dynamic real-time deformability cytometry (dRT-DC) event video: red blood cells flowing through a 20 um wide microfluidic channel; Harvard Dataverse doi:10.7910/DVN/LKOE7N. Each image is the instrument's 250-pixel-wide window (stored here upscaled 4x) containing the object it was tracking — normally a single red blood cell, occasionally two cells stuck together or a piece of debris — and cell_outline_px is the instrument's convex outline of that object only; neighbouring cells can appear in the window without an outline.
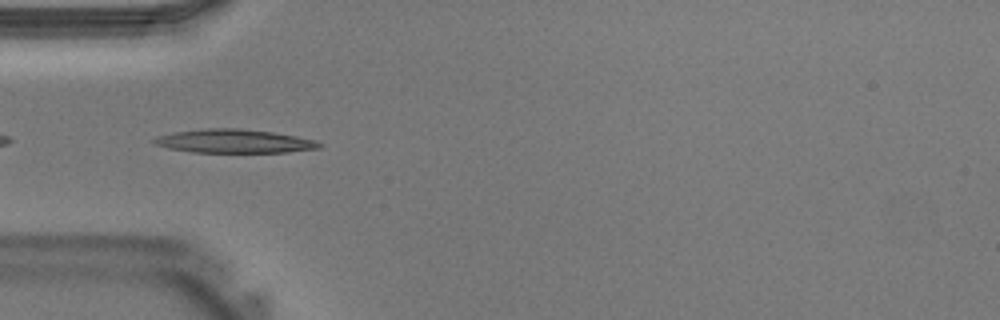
{"species": "Egyptian fruit bat (a non-hibernating species)", "species_latin": "Rousettus aegyptiacus", "temperature_condition": "warm", "stored_images_in_passage": 35, "camera_frame_rate_fps": 3000, "um_per_image_px": 0.085, "animal": {"sex": "male"}, "frame": {"image": 1, "passage_image": 7, "time_ms": 2.0, "image_size_px": [1000, 320], "cell_outline_px": [[324, 144], [320, 148], [288, 152], [192, 152], [168, 148], [156, 144], [152, 140], [156, 136], [176, 132], [208, 128], [236, 128], [272, 132], [296, 136], [316, 140]], "centroid_in_image_um": [19.94, 12.0], "position_along_channel_um": 65.1, "area_um2": 22.6}}
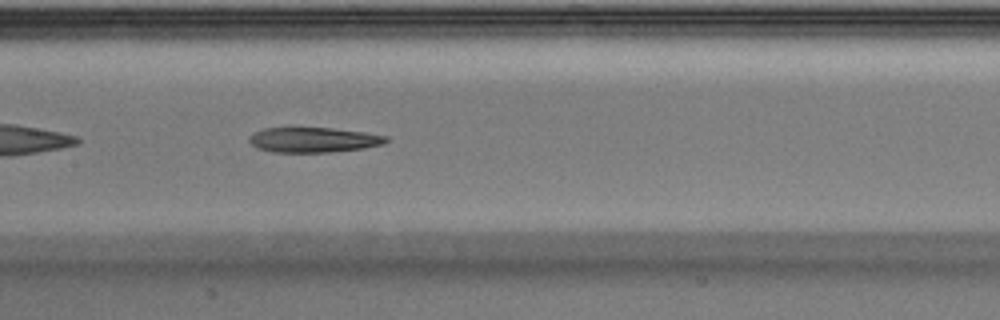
{"frame": {"image": 2, "passage_image": 14, "time_ms": 4.333, "image_size_px": [1000, 320], "cell_outline_px": [[388, 140], [384, 144], [364, 148], [328, 152], [272, 152], [256, 148], [248, 140], [248, 136], [252, 132], [264, 128], [332, 128], [364, 132], [388, 136]], "centroid_in_image_um": [26.61, 11.88], "position_along_channel_um": 180.8, "area_um2": 20.06}}
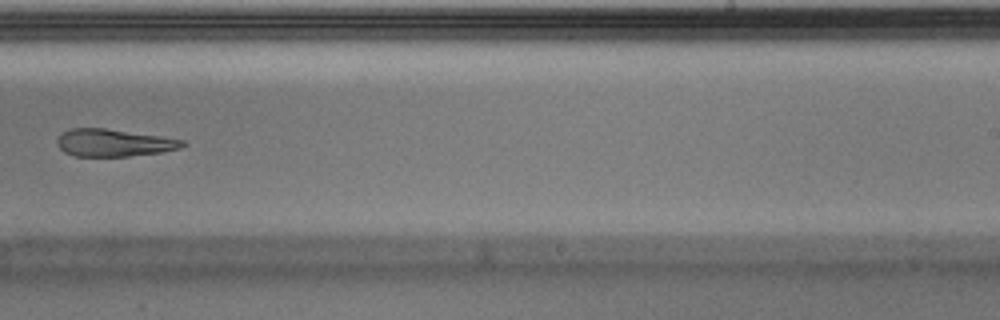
{"frame": {"image": 3, "passage_image": 20, "time_ms": 6.333, "image_size_px": [1000, 320], "cell_outline_px": [[188, 144], [180, 148], [160, 152], [128, 156], [72, 156], [64, 152], [56, 144], [56, 140], [60, 132], [68, 128], [104, 128], [160, 136], [184, 140]], "centroid_in_image_um": [9.61, 12.13], "position_along_channel_um": 279.4, "area_um2": 20.11}}